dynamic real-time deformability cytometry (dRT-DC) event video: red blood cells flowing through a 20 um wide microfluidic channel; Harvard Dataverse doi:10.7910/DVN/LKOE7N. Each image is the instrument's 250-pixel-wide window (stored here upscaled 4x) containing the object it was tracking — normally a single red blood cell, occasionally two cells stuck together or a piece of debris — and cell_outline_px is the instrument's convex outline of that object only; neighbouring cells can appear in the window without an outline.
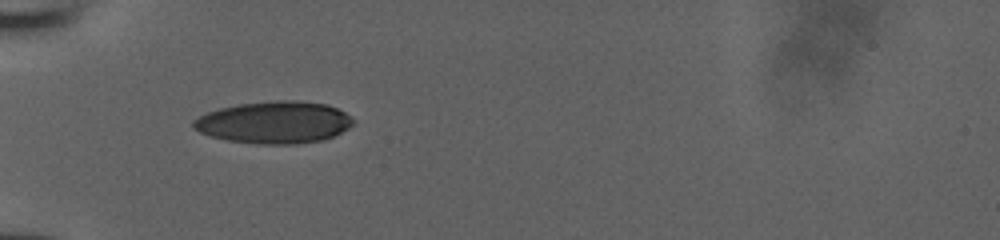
{"species": "human", "species_latin": "Homo sapiens", "temperature_condition": "room temperature", "stored_images_in_passage": 34, "camera_frame_rate_fps": 3000, "um_per_image_px": 0.085, "donor": {"sex": "male"}, "frame": {"image": 1, "passage_image": 1, "time_ms": 0.0, "image_size_px": [1000, 240], "cell_outline_px": [[352, 124], [348, 128], [324, 140], [296, 144], [256, 144], [228, 140], [212, 136], [200, 132], [192, 128], [192, 120], [208, 112], [220, 108], [240, 104], [276, 100], [296, 100], [328, 104], [344, 112], [352, 120]], "centroid_in_image_um": [23.29, 10.4], "position_along_channel_um": 61.7, "area_um2": 39.02}}
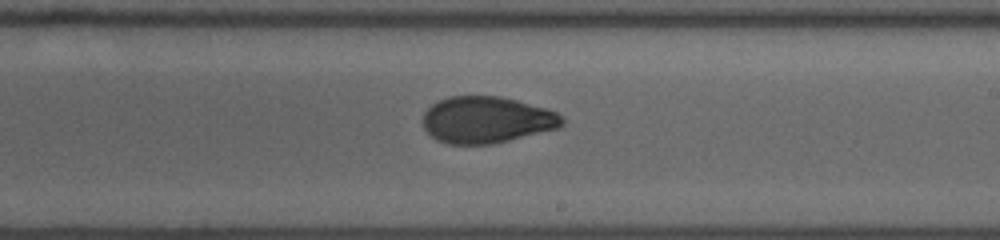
{"frame": {"image": 2, "passage_image": 15, "time_ms": 4.667, "image_size_px": [1000, 240], "cell_outline_px": [[564, 124], [560, 128], [492, 144], [448, 144], [436, 140], [424, 128], [424, 112], [432, 104], [448, 96], [500, 96], [516, 100], [544, 108], [556, 112], [564, 120]], "centroid_in_image_um": [41.36, 10.19], "position_along_channel_um": 247.6, "area_um2": 37.69}}
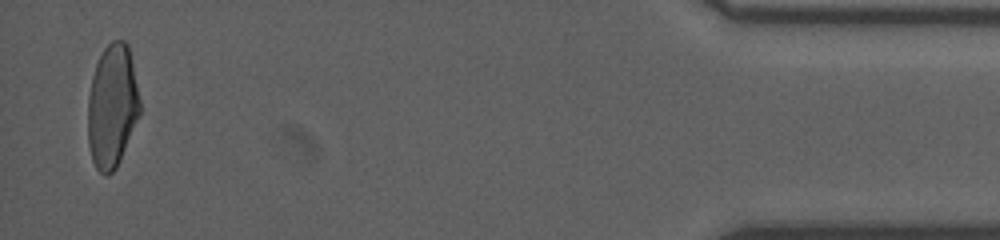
{"frame": {"image": 3, "passage_image": 33, "time_ms": 10.667, "image_size_px": [1000, 240], "cell_outline_px": [[140, 112], [120, 160], [116, 168], [112, 172], [104, 176], [96, 168], [92, 160], [88, 144], [88, 96], [92, 76], [96, 64], [104, 48], [112, 40], [124, 40], [128, 44], [140, 100]], "centroid_in_image_um": [9.52, 9.03], "position_along_channel_um": 425.7, "area_um2": 37.22}}